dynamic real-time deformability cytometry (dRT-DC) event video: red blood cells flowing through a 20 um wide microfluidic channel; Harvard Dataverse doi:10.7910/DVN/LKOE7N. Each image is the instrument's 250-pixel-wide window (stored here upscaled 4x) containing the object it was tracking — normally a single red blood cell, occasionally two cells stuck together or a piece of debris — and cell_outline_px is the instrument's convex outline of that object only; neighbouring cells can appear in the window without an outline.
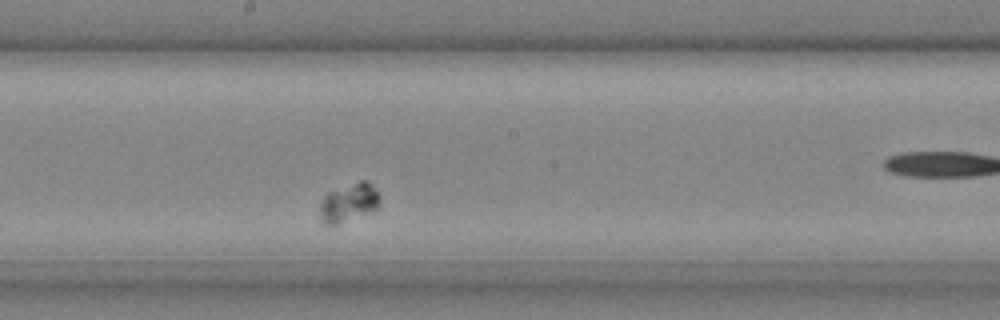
{"species": "common noctule bat (a hibernating species)", "species_latin": "Nyctalus noctula", "temperature_condition": "cold", "stored_images_in_passage": 25, "camera_frame_rate_fps": 3000, "um_per_image_px": 0.085, "animal": {"sex": "male", "body_mass_g": 20.4}, "frame": {"image": 1, "passage_image": 11, "time_ms": 3.333, "image_size_px": [1000, 320], "cell_outline_px": [[380, 204], [372, 212], [336, 224], [328, 224], [320, 216], [320, 204], [324, 196], [328, 192], [360, 180], [368, 180], [380, 192]], "centroid_in_image_um": [29.72, 17.18], "position_along_channel_um": 218.5, "area_um2": 13.47}}
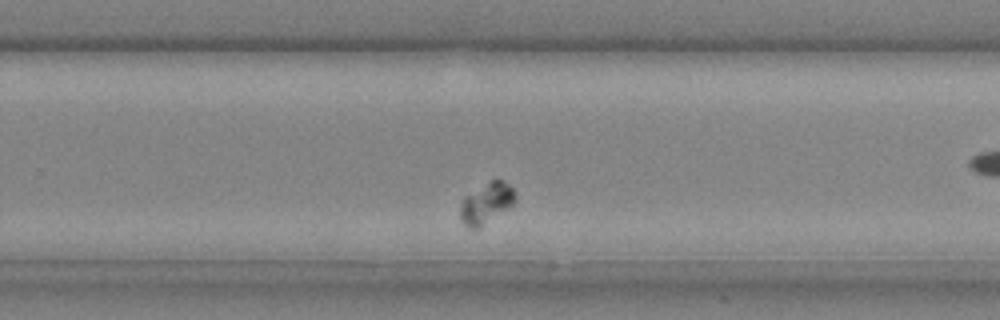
{"frame": {"image": 2, "passage_image": 15, "time_ms": 4.667, "image_size_px": [1000, 320], "cell_outline_px": [[516, 200], [508, 208], [476, 228], [468, 228], [464, 224], [460, 216], [460, 204], [464, 196], [492, 180], [500, 180], [508, 184], [512, 188], [516, 196]], "centroid_in_image_um": [41.32, 17.26], "position_along_channel_um": 288.5, "area_um2": 12.6}}